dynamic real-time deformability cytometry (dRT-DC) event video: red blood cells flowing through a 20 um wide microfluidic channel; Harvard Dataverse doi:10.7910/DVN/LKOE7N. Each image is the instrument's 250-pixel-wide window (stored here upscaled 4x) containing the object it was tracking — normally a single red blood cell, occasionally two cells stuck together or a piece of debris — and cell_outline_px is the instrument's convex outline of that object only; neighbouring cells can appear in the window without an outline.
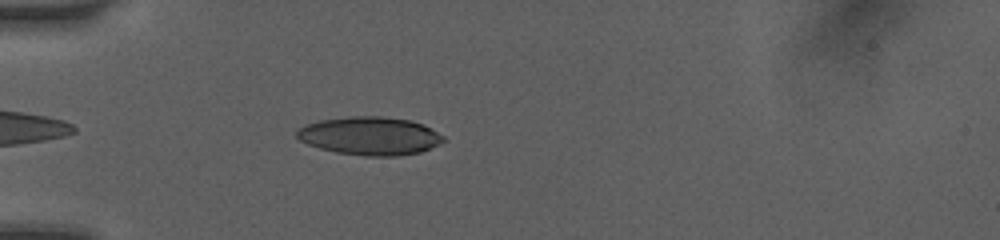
{"species": "human", "species_latin": "Homo sapiens", "temperature_condition": "room temperature", "stored_images_in_passage": 28, "camera_frame_rate_fps": 3000, "um_per_image_px": 0.085, "donor": {"sex": "female"}, "frame": {"image": 1, "passage_image": 4, "time_ms": 1.0, "image_size_px": [1000, 240], "cell_outline_px": [[444, 140], [420, 152], [396, 156], [368, 156], [336, 152], [320, 148], [308, 144], [300, 140], [296, 136], [296, 132], [304, 124], [320, 120], [348, 116], [380, 116], [408, 120], [424, 124], [444, 136]], "centroid_in_image_um": [31.41, 11.54], "position_along_channel_um": 53.6, "area_um2": 32.43}}
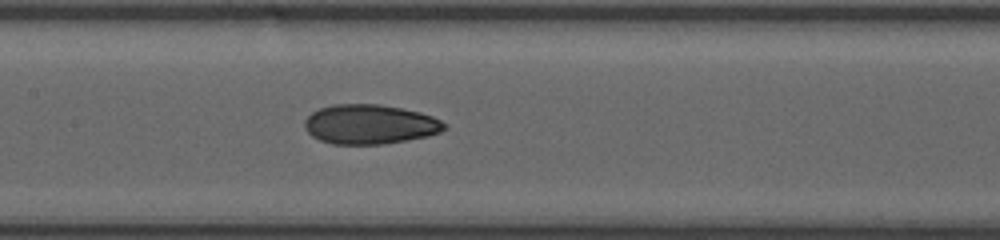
{"frame": {"image": 2, "passage_image": 14, "time_ms": 4.333, "image_size_px": [1000, 240], "cell_outline_px": [[448, 128], [440, 132], [428, 136], [384, 144], [332, 144], [320, 140], [312, 136], [304, 128], [304, 120], [312, 112], [320, 108], [332, 104], [380, 104], [420, 112], [432, 116], [448, 124]], "centroid_in_image_um": [31.44, 10.56], "position_along_channel_um": 176.0, "area_um2": 32.37}}
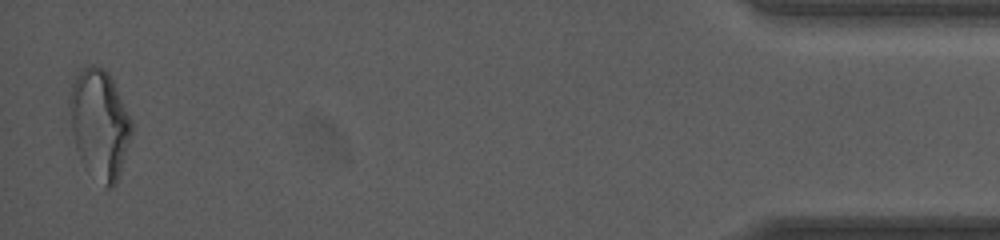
{"frame": {"image": 3, "passage_image": 28, "time_ms": 12.333, "image_size_px": [1000, 240], "cell_outline_px": [[132, 132], [120, 172], [116, 184], [112, 188], [104, 188], [80, 160], [76, 148], [72, 132], [68, 112], [68, 96], [72, 84], [76, 76], [88, 64], [92, 64], [104, 68], [108, 72], [132, 120]], "centroid_in_image_um": [8.44, 10.54], "position_along_channel_um": 426.8, "area_um2": 39.54}, "authors_computed_cell_mechanics": {"area_um2": 32.1079, "velocity_mm_per_s": 4.127, "shape_relaxation_time_tau1_ms": null, "shape_relaxation_time_tau2_ms": 2.3295, "deformation_change_tau1": null, "deformation_change_tau2": 0.0768}}